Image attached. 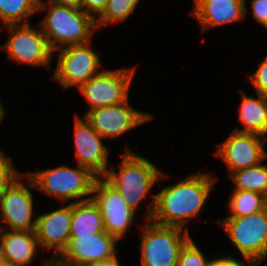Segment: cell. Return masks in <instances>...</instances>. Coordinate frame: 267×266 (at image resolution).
<instances>
[{
  "instance_id": "obj_6",
  "label": "cell",
  "mask_w": 267,
  "mask_h": 266,
  "mask_svg": "<svg viewBox=\"0 0 267 266\" xmlns=\"http://www.w3.org/2000/svg\"><path fill=\"white\" fill-rule=\"evenodd\" d=\"M165 227L146 221L141 240V266H177L185 243L191 238L187 229Z\"/></svg>"
},
{
  "instance_id": "obj_17",
  "label": "cell",
  "mask_w": 267,
  "mask_h": 266,
  "mask_svg": "<svg viewBox=\"0 0 267 266\" xmlns=\"http://www.w3.org/2000/svg\"><path fill=\"white\" fill-rule=\"evenodd\" d=\"M246 0H194L191 12L203 30L241 20L245 17Z\"/></svg>"
},
{
  "instance_id": "obj_12",
  "label": "cell",
  "mask_w": 267,
  "mask_h": 266,
  "mask_svg": "<svg viewBox=\"0 0 267 266\" xmlns=\"http://www.w3.org/2000/svg\"><path fill=\"white\" fill-rule=\"evenodd\" d=\"M117 241L116 237L106 231L92 236L70 237L68 246L53 261V266H87L109 259L118 252L115 248Z\"/></svg>"
},
{
  "instance_id": "obj_29",
  "label": "cell",
  "mask_w": 267,
  "mask_h": 266,
  "mask_svg": "<svg viewBox=\"0 0 267 266\" xmlns=\"http://www.w3.org/2000/svg\"><path fill=\"white\" fill-rule=\"evenodd\" d=\"M250 3L254 18L262 24L267 17V0H251Z\"/></svg>"
},
{
  "instance_id": "obj_3",
  "label": "cell",
  "mask_w": 267,
  "mask_h": 266,
  "mask_svg": "<svg viewBox=\"0 0 267 266\" xmlns=\"http://www.w3.org/2000/svg\"><path fill=\"white\" fill-rule=\"evenodd\" d=\"M125 151L118 174L112 165L107 169L103 179L117 190L136 212L139 203L146 197L154 183L166 176L148 159L135 155L128 148Z\"/></svg>"
},
{
  "instance_id": "obj_5",
  "label": "cell",
  "mask_w": 267,
  "mask_h": 266,
  "mask_svg": "<svg viewBox=\"0 0 267 266\" xmlns=\"http://www.w3.org/2000/svg\"><path fill=\"white\" fill-rule=\"evenodd\" d=\"M30 186L56 197L62 202L92 194L97 177L79 166L76 169L59 166L48 170L24 173Z\"/></svg>"
},
{
  "instance_id": "obj_30",
  "label": "cell",
  "mask_w": 267,
  "mask_h": 266,
  "mask_svg": "<svg viewBox=\"0 0 267 266\" xmlns=\"http://www.w3.org/2000/svg\"><path fill=\"white\" fill-rule=\"evenodd\" d=\"M245 262L238 261L237 259L232 258L231 256H225L221 258L211 259L207 266H244Z\"/></svg>"
},
{
  "instance_id": "obj_9",
  "label": "cell",
  "mask_w": 267,
  "mask_h": 266,
  "mask_svg": "<svg viewBox=\"0 0 267 266\" xmlns=\"http://www.w3.org/2000/svg\"><path fill=\"white\" fill-rule=\"evenodd\" d=\"M10 31L9 41L3 45L8 58L14 59L17 64H30L46 66L53 58V52L48 46L42 30L34 29L29 24L5 25Z\"/></svg>"
},
{
  "instance_id": "obj_35",
  "label": "cell",
  "mask_w": 267,
  "mask_h": 266,
  "mask_svg": "<svg viewBox=\"0 0 267 266\" xmlns=\"http://www.w3.org/2000/svg\"><path fill=\"white\" fill-rule=\"evenodd\" d=\"M262 25L267 28V17H266L265 21L262 23Z\"/></svg>"
},
{
  "instance_id": "obj_15",
  "label": "cell",
  "mask_w": 267,
  "mask_h": 266,
  "mask_svg": "<svg viewBox=\"0 0 267 266\" xmlns=\"http://www.w3.org/2000/svg\"><path fill=\"white\" fill-rule=\"evenodd\" d=\"M20 177L0 195V210L11 230L35 231L37 218L32 222L33 196L30 189L20 182Z\"/></svg>"
},
{
  "instance_id": "obj_19",
  "label": "cell",
  "mask_w": 267,
  "mask_h": 266,
  "mask_svg": "<svg viewBox=\"0 0 267 266\" xmlns=\"http://www.w3.org/2000/svg\"><path fill=\"white\" fill-rule=\"evenodd\" d=\"M71 203L70 237H86L105 232L103 217L91 197Z\"/></svg>"
},
{
  "instance_id": "obj_18",
  "label": "cell",
  "mask_w": 267,
  "mask_h": 266,
  "mask_svg": "<svg viewBox=\"0 0 267 266\" xmlns=\"http://www.w3.org/2000/svg\"><path fill=\"white\" fill-rule=\"evenodd\" d=\"M39 242L35 231H6L0 226V258L16 266H27L36 254Z\"/></svg>"
},
{
  "instance_id": "obj_31",
  "label": "cell",
  "mask_w": 267,
  "mask_h": 266,
  "mask_svg": "<svg viewBox=\"0 0 267 266\" xmlns=\"http://www.w3.org/2000/svg\"><path fill=\"white\" fill-rule=\"evenodd\" d=\"M57 5L71 7L75 9H81V1L82 0H48Z\"/></svg>"
},
{
  "instance_id": "obj_32",
  "label": "cell",
  "mask_w": 267,
  "mask_h": 266,
  "mask_svg": "<svg viewBox=\"0 0 267 266\" xmlns=\"http://www.w3.org/2000/svg\"><path fill=\"white\" fill-rule=\"evenodd\" d=\"M87 266H121V265L119 264L118 258L115 255L109 259L96 261V262L91 263Z\"/></svg>"
},
{
  "instance_id": "obj_26",
  "label": "cell",
  "mask_w": 267,
  "mask_h": 266,
  "mask_svg": "<svg viewBox=\"0 0 267 266\" xmlns=\"http://www.w3.org/2000/svg\"><path fill=\"white\" fill-rule=\"evenodd\" d=\"M19 177H22V175L16 172L13 163L10 162V158L7 159L3 153L0 156V195Z\"/></svg>"
},
{
  "instance_id": "obj_33",
  "label": "cell",
  "mask_w": 267,
  "mask_h": 266,
  "mask_svg": "<svg viewBox=\"0 0 267 266\" xmlns=\"http://www.w3.org/2000/svg\"><path fill=\"white\" fill-rule=\"evenodd\" d=\"M0 266H16L15 264H13L12 262L3 260L0 258Z\"/></svg>"
},
{
  "instance_id": "obj_28",
  "label": "cell",
  "mask_w": 267,
  "mask_h": 266,
  "mask_svg": "<svg viewBox=\"0 0 267 266\" xmlns=\"http://www.w3.org/2000/svg\"><path fill=\"white\" fill-rule=\"evenodd\" d=\"M107 1L108 0H82L81 9L96 19L94 14L101 15L106 8Z\"/></svg>"
},
{
  "instance_id": "obj_4",
  "label": "cell",
  "mask_w": 267,
  "mask_h": 266,
  "mask_svg": "<svg viewBox=\"0 0 267 266\" xmlns=\"http://www.w3.org/2000/svg\"><path fill=\"white\" fill-rule=\"evenodd\" d=\"M243 262L256 266L267 257V207L244 217L219 220Z\"/></svg>"
},
{
  "instance_id": "obj_8",
  "label": "cell",
  "mask_w": 267,
  "mask_h": 266,
  "mask_svg": "<svg viewBox=\"0 0 267 266\" xmlns=\"http://www.w3.org/2000/svg\"><path fill=\"white\" fill-rule=\"evenodd\" d=\"M90 46V42H88L59 49L61 52L57 57L58 63L53 78L64 89L72 85L80 88L89 79L100 73L97 71L101 66L100 58Z\"/></svg>"
},
{
  "instance_id": "obj_2",
  "label": "cell",
  "mask_w": 267,
  "mask_h": 266,
  "mask_svg": "<svg viewBox=\"0 0 267 266\" xmlns=\"http://www.w3.org/2000/svg\"><path fill=\"white\" fill-rule=\"evenodd\" d=\"M38 1V12L49 8L46 17L41 22V30L46 37L48 46L53 52L66 45H81L90 42L96 31V19L82 9H75ZM48 5V6H46ZM60 45H57L59 44Z\"/></svg>"
},
{
  "instance_id": "obj_20",
  "label": "cell",
  "mask_w": 267,
  "mask_h": 266,
  "mask_svg": "<svg viewBox=\"0 0 267 266\" xmlns=\"http://www.w3.org/2000/svg\"><path fill=\"white\" fill-rule=\"evenodd\" d=\"M239 108V119L244 125L243 129H234L239 133H255L265 137L267 127V96L257 94L258 98L246 96L243 92Z\"/></svg>"
},
{
  "instance_id": "obj_27",
  "label": "cell",
  "mask_w": 267,
  "mask_h": 266,
  "mask_svg": "<svg viewBox=\"0 0 267 266\" xmlns=\"http://www.w3.org/2000/svg\"><path fill=\"white\" fill-rule=\"evenodd\" d=\"M250 81L256 89V93L267 96V57L260 63L258 70L249 76Z\"/></svg>"
},
{
  "instance_id": "obj_1",
  "label": "cell",
  "mask_w": 267,
  "mask_h": 266,
  "mask_svg": "<svg viewBox=\"0 0 267 266\" xmlns=\"http://www.w3.org/2000/svg\"><path fill=\"white\" fill-rule=\"evenodd\" d=\"M214 183L210 173H197L163 188L148 205L147 220L183 229L190 218L198 217Z\"/></svg>"
},
{
  "instance_id": "obj_10",
  "label": "cell",
  "mask_w": 267,
  "mask_h": 266,
  "mask_svg": "<svg viewBox=\"0 0 267 266\" xmlns=\"http://www.w3.org/2000/svg\"><path fill=\"white\" fill-rule=\"evenodd\" d=\"M92 194L94 195H91V199L98 206L103 217L105 231L120 240L132 225L135 211L103 178L95 180Z\"/></svg>"
},
{
  "instance_id": "obj_14",
  "label": "cell",
  "mask_w": 267,
  "mask_h": 266,
  "mask_svg": "<svg viewBox=\"0 0 267 266\" xmlns=\"http://www.w3.org/2000/svg\"><path fill=\"white\" fill-rule=\"evenodd\" d=\"M82 119L75 116L74 142L78 166L89 170L97 178H103L108 169V149L102 143V137L85 118Z\"/></svg>"
},
{
  "instance_id": "obj_11",
  "label": "cell",
  "mask_w": 267,
  "mask_h": 266,
  "mask_svg": "<svg viewBox=\"0 0 267 266\" xmlns=\"http://www.w3.org/2000/svg\"><path fill=\"white\" fill-rule=\"evenodd\" d=\"M84 118L103 139L121 136L136 126L151 120L152 115L129 106L127 99L118 104L88 111Z\"/></svg>"
},
{
  "instance_id": "obj_24",
  "label": "cell",
  "mask_w": 267,
  "mask_h": 266,
  "mask_svg": "<svg viewBox=\"0 0 267 266\" xmlns=\"http://www.w3.org/2000/svg\"><path fill=\"white\" fill-rule=\"evenodd\" d=\"M140 0H108L103 13L96 19V26L107 22L124 21L131 15Z\"/></svg>"
},
{
  "instance_id": "obj_22",
  "label": "cell",
  "mask_w": 267,
  "mask_h": 266,
  "mask_svg": "<svg viewBox=\"0 0 267 266\" xmlns=\"http://www.w3.org/2000/svg\"><path fill=\"white\" fill-rule=\"evenodd\" d=\"M230 198L228 217H244L267 207V196L253 191L234 190Z\"/></svg>"
},
{
  "instance_id": "obj_34",
  "label": "cell",
  "mask_w": 267,
  "mask_h": 266,
  "mask_svg": "<svg viewBox=\"0 0 267 266\" xmlns=\"http://www.w3.org/2000/svg\"><path fill=\"white\" fill-rule=\"evenodd\" d=\"M5 115V109L2 106V104L0 103V123L3 120V116Z\"/></svg>"
},
{
  "instance_id": "obj_13",
  "label": "cell",
  "mask_w": 267,
  "mask_h": 266,
  "mask_svg": "<svg viewBox=\"0 0 267 266\" xmlns=\"http://www.w3.org/2000/svg\"><path fill=\"white\" fill-rule=\"evenodd\" d=\"M266 140L255 133L233 131L225 141L218 145L215 155L224 160L231 173L253 167L267 157L263 147Z\"/></svg>"
},
{
  "instance_id": "obj_16",
  "label": "cell",
  "mask_w": 267,
  "mask_h": 266,
  "mask_svg": "<svg viewBox=\"0 0 267 266\" xmlns=\"http://www.w3.org/2000/svg\"><path fill=\"white\" fill-rule=\"evenodd\" d=\"M72 222V203L49 213L38 215L35 234L39 245L46 250L55 249L52 261L66 249L70 238ZM59 253V254H58Z\"/></svg>"
},
{
  "instance_id": "obj_25",
  "label": "cell",
  "mask_w": 267,
  "mask_h": 266,
  "mask_svg": "<svg viewBox=\"0 0 267 266\" xmlns=\"http://www.w3.org/2000/svg\"><path fill=\"white\" fill-rule=\"evenodd\" d=\"M208 263L202 251L190 238L179 253L177 266H207Z\"/></svg>"
},
{
  "instance_id": "obj_7",
  "label": "cell",
  "mask_w": 267,
  "mask_h": 266,
  "mask_svg": "<svg viewBox=\"0 0 267 266\" xmlns=\"http://www.w3.org/2000/svg\"><path fill=\"white\" fill-rule=\"evenodd\" d=\"M134 73L135 68L103 70L89 79L79 88L89 111L126 101Z\"/></svg>"
},
{
  "instance_id": "obj_21",
  "label": "cell",
  "mask_w": 267,
  "mask_h": 266,
  "mask_svg": "<svg viewBox=\"0 0 267 266\" xmlns=\"http://www.w3.org/2000/svg\"><path fill=\"white\" fill-rule=\"evenodd\" d=\"M235 183V190L253 191L267 196V166L261 163L240 169L229 175Z\"/></svg>"
},
{
  "instance_id": "obj_23",
  "label": "cell",
  "mask_w": 267,
  "mask_h": 266,
  "mask_svg": "<svg viewBox=\"0 0 267 266\" xmlns=\"http://www.w3.org/2000/svg\"><path fill=\"white\" fill-rule=\"evenodd\" d=\"M38 1L0 0V20L4 26L22 24V20L25 21L38 12Z\"/></svg>"
}]
</instances>
